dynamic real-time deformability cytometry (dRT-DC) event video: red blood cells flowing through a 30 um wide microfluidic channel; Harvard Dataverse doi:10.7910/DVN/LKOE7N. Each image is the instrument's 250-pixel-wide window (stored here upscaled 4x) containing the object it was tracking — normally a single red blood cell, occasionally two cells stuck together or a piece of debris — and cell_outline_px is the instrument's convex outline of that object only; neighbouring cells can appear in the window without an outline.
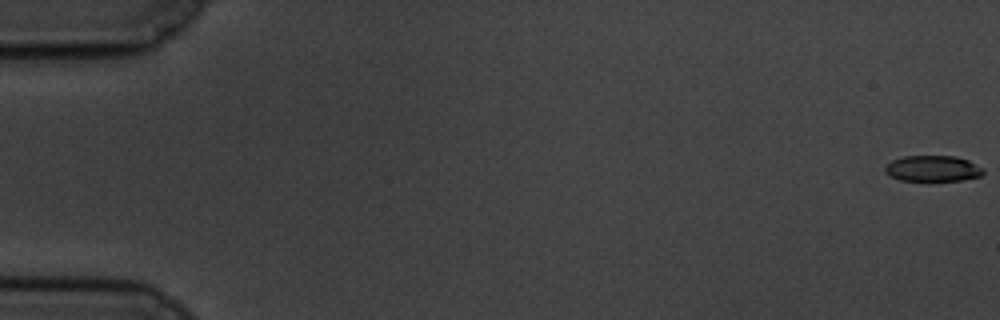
{"species": "common noctule bat (a hibernating species)", "species_latin": "Nyctalus noctula", "temperature_condition": "cold", "stored_images_in_passage": 60, "camera_frame_rate_fps": 3000, "um_per_image_px": 0.085, "animal": {"sex": "male", "body_mass_g": 19.5, "forearm_length_mm": 54.6}, "frame": {"image": 1, "passage_image": 1, "time_ms": 0.0, "image_size_px": [1000, 320], "cell_outline_px": [[984, 172], [980, 176], [960, 180], [900, 180], [884, 172], [884, 168], [892, 160], [904, 156], [956, 156], [968, 160], [984, 168]], "centroid_in_image_um": [79.3, 14.31], "position_along_channel_um": 5.7, "area_um2": 14.68}}
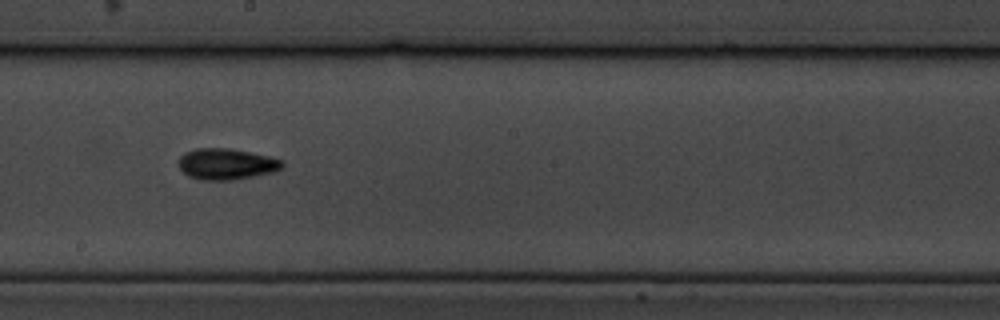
{"frame": {"image": 2, "passage_image": 34, "time_ms": 11.0, "image_size_px": [1000, 320], "cell_outline_px": [[284, 164], [276, 172], [232, 180], [200, 180], [188, 176], [180, 168], [180, 156], [184, 152], [196, 148], [228, 148], [268, 156], [284, 160]], "centroid_in_image_um": [19.25, 13.95], "position_along_channel_um": 228.9, "area_um2": 18.79}}
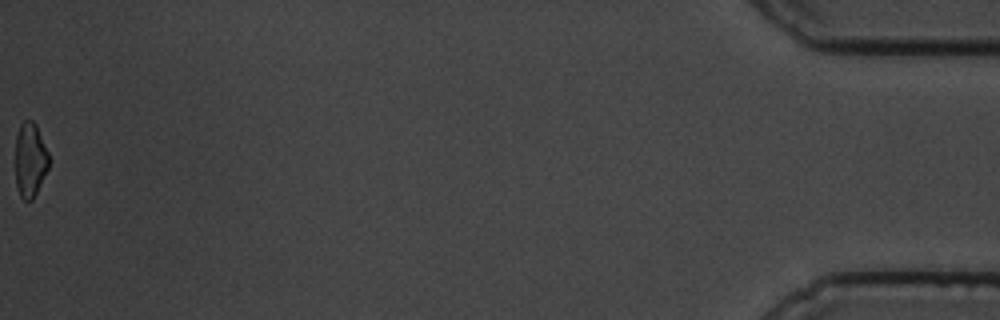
{"frame": {"image": 3, "passage_image": 60, "time_ms": 19.667, "image_size_px": [1000, 320], "cell_outline_px": [[48, 168], [32, 200], [24, 200], [20, 196], [16, 188], [16, 136], [20, 124], [24, 120], [32, 120], [36, 124], [48, 152]], "centroid_in_image_um": [2.55, 13.57], "position_along_channel_um": 432.7, "area_um2": 14.39}, "authors_computed_cell_mechanics": {"area_um2": 16.3285, "velocity_mm_per_s": 3.4548, "shape_relaxation_time_tau1_ms": null, "shape_relaxation_time_tau2_ms": 3.6516, "deformation_change_tau1": null, "deformation_change_tau2": 0.0888}}